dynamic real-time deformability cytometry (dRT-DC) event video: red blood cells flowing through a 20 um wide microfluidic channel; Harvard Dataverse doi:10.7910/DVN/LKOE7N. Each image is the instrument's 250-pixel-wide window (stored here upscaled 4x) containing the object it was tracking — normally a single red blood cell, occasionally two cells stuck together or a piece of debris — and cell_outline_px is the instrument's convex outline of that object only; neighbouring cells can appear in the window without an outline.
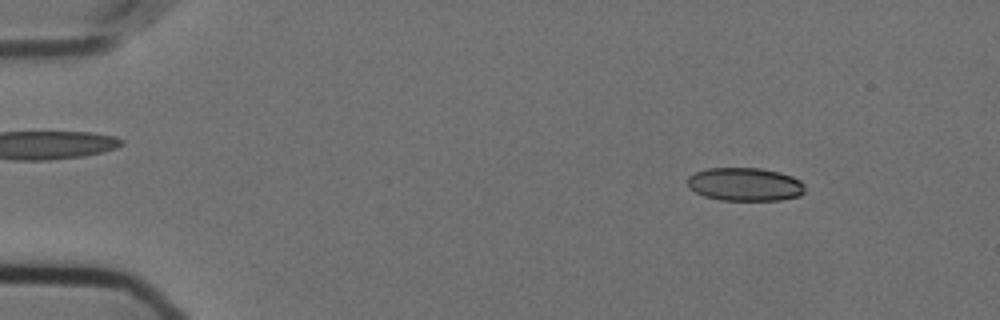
{"species": "Egyptian fruit bat (a non-hibernating species)", "species_latin": "Rousettus aegyptiacus", "temperature_condition": "cold", "stored_images_in_passage": 21, "camera_frame_rate_fps": 3000, "um_per_image_px": 0.085, "animal": {"sex": "female"}, "frame": {"image": 1, "passage_image": 7, "time_ms": 2.0, "image_size_px": [1000, 320], "cell_outline_px": [[804, 192], [800, 196], [780, 200], [720, 200], [704, 196], [688, 188], [688, 176], [696, 172], [708, 168], [760, 168], [780, 172], [792, 176], [800, 180], [804, 184]], "centroid_in_image_um": [63.33, 15.67], "position_along_channel_um": 21.7, "area_um2": 22.89}}
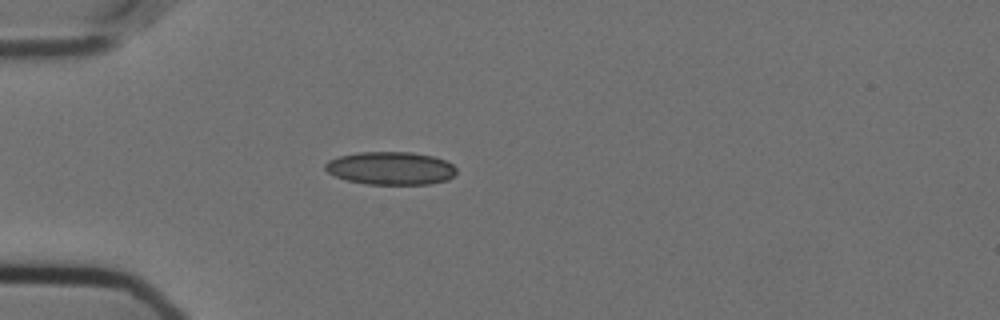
{"frame": {"image": 2, "passage_image": 16, "time_ms": 5.0, "image_size_px": [1000, 320], "cell_outline_px": [[456, 172], [448, 180], [428, 184], [364, 184], [348, 180], [336, 176], [328, 172], [324, 168], [324, 164], [328, 160], [340, 156], [356, 152], [412, 152], [432, 156], [444, 160], [452, 164], [456, 168]], "centroid_in_image_um": [33.19, 14.3], "position_along_channel_um": 51.8, "area_um2": 25.2}}
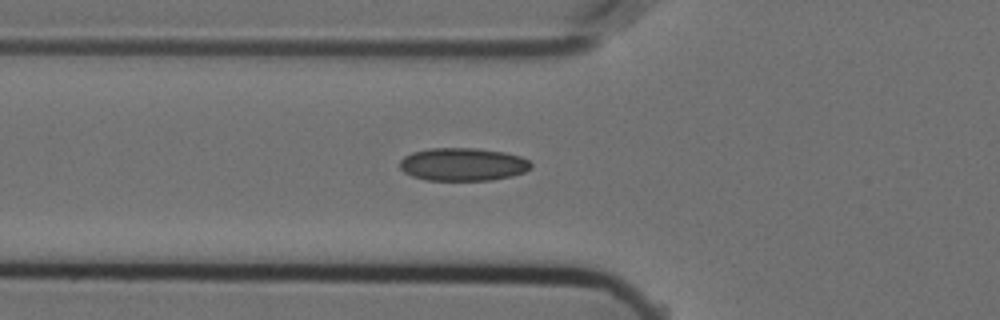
{"frame": {"image": 3, "passage_image": 20, "time_ms": 6.333, "image_size_px": [1000, 320], "cell_outline_px": [[532, 168], [524, 172], [512, 176], [492, 180], [424, 180], [412, 176], [404, 172], [400, 168], [400, 160], [404, 156], [412, 152], [428, 148], [476, 148], [504, 152], [520, 156], [528, 160], [532, 164]], "centroid_in_image_um": [39.34, 13.97], "position_along_channel_um": 86.5, "area_um2": 25.37}}